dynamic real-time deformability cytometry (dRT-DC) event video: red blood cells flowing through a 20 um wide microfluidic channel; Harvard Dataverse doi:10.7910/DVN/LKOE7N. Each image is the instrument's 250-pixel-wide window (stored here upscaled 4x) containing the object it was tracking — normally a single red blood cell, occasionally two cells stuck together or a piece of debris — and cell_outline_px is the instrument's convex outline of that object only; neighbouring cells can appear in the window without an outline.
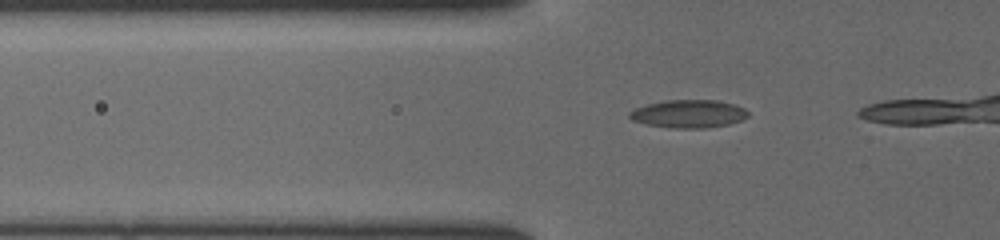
{"species": "common noctule bat (a hibernating species)", "species_latin": "Nyctalus noctula", "temperature_condition": "cold", "stored_images_in_passage": 18, "camera_frame_rate_fps": 3000, "um_per_image_px": 0.085, "animal": {"sex": "female", "body_mass_g": 19.5, "forearm_length_mm": 54.1}, "frame": {"image": 1, "passage_image": 12, "time_ms": 3.667, "image_size_px": [1000, 240], "cell_outline_px": [[748, 116], [740, 120], [728, 124], [704, 128], [676, 128], [648, 124], [632, 120], [628, 116], [628, 112], [636, 108], [648, 104], [664, 100], [716, 100], [732, 104], [744, 108], [748, 112]], "centroid_in_image_um": [58.52, 9.67], "position_along_channel_um": 67.3, "area_um2": 19.07}}
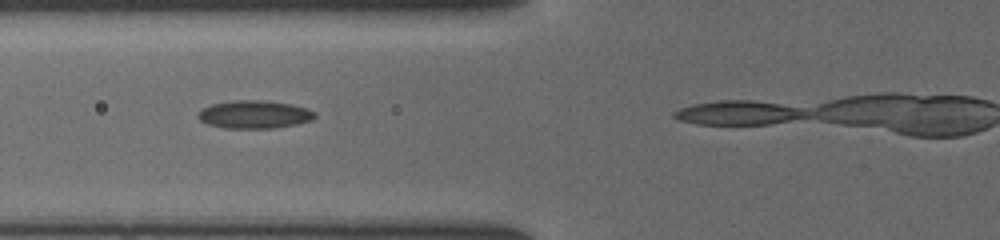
{"frame": {"image": 2, "passage_image": 15, "time_ms": 4.667, "image_size_px": [1000, 240], "cell_outline_px": [[316, 116], [312, 120], [296, 124], [276, 128], [224, 128], [208, 124], [200, 120], [196, 116], [204, 108], [212, 104], [232, 100], [260, 100], [292, 104], [308, 108], [316, 112]], "centroid_in_image_um": [21.65, 9.73], "position_along_channel_um": 104.1, "area_um2": 19.07}}